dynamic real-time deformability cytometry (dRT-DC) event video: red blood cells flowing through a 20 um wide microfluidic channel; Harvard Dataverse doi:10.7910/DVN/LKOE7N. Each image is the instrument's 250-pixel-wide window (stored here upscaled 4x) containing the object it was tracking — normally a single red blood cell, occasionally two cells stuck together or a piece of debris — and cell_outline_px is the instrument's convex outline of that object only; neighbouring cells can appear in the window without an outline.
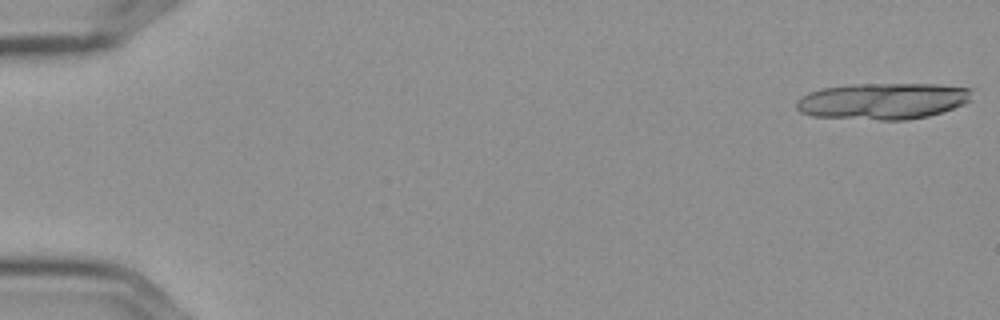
{"species": "Egyptian fruit bat (a non-hibernating species)", "species_latin": "Rousettus aegyptiacus", "temperature_condition": "cold", "stored_images_in_passage": 6, "camera_frame_rate_fps": 3000, "um_per_image_px": 0.085, "frame": {"image": 1, "passage_image": 1, "time_ms": 0.0, "image_size_px": [1000, 320], "cell_outline_px": [[972, 100], [964, 104], [944, 112], [928, 116], [904, 120], [880, 120], [812, 116], [800, 112], [796, 108], [796, 104], [808, 92], [824, 88], [852, 84], [936, 84], [972, 88]], "centroid_in_image_um": [75.1, 8.59], "position_along_channel_um": 9.9, "area_um2": 37.34}}